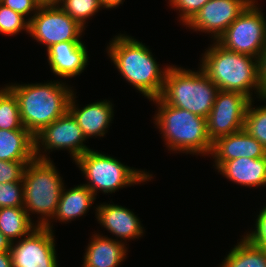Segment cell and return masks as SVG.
<instances>
[{
  "label": "cell",
  "instance_id": "obj_17",
  "mask_svg": "<svg viewBox=\"0 0 266 267\" xmlns=\"http://www.w3.org/2000/svg\"><path fill=\"white\" fill-rule=\"evenodd\" d=\"M266 156V148L242 129L213 141L210 154L215 171L225 162L238 158H261Z\"/></svg>",
  "mask_w": 266,
  "mask_h": 267
},
{
  "label": "cell",
  "instance_id": "obj_35",
  "mask_svg": "<svg viewBox=\"0 0 266 267\" xmlns=\"http://www.w3.org/2000/svg\"><path fill=\"white\" fill-rule=\"evenodd\" d=\"M103 9L110 10L123 4L125 0H100Z\"/></svg>",
  "mask_w": 266,
  "mask_h": 267
},
{
  "label": "cell",
  "instance_id": "obj_7",
  "mask_svg": "<svg viewBox=\"0 0 266 267\" xmlns=\"http://www.w3.org/2000/svg\"><path fill=\"white\" fill-rule=\"evenodd\" d=\"M75 165L86 179L83 185L96 197L100 192L110 195L119 189L149 183L154 178L150 171L125 165L116 157L93 148L82 154Z\"/></svg>",
  "mask_w": 266,
  "mask_h": 267
},
{
  "label": "cell",
  "instance_id": "obj_22",
  "mask_svg": "<svg viewBox=\"0 0 266 267\" xmlns=\"http://www.w3.org/2000/svg\"><path fill=\"white\" fill-rule=\"evenodd\" d=\"M218 267H266L264 247L250 243L243 235Z\"/></svg>",
  "mask_w": 266,
  "mask_h": 267
},
{
  "label": "cell",
  "instance_id": "obj_24",
  "mask_svg": "<svg viewBox=\"0 0 266 267\" xmlns=\"http://www.w3.org/2000/svg\"><path fill=\"white\" fill-rule=\"evenodd\" d=\"M22 127L17 98L4 84L0 87V129L18 130Z\"/></svg>",
  "mask_w": 266,
  "mask_h": 267
},
{
  "label": "cell",
  "instance_id": "obj_31",
  "mask_svg": "<svg viewBox=\"0 0 266 267\" xmlns=\"http://www.w3.org/2000/svg\"><path fill=\"white\" fill-rule=\"evenodd\" d=\"M29 162L0 160V183L23 182L24 170Z\"/></svg>",
  "mask_w": 266,
  "mask_h": 267
},
{
  "label": "cell",
  "instance_id": "obj_37",
  "mask_svg": "<svg viewBox=\"0 0 266 267\" xmlns=\"http://www.w3.org/2000/svg\"><path fill=\"white\" fill-rule=\"evenodd\" d=\"M40 5H57L59 0H37Z\"/></svg>",
  "mask_w": 266,
  "mask_h": 267
},
{
  "label": "cell",
  "instance_id": "obj_11",
  "mask_svg": "<svg viewBox=\"0 0 266 267\" xmlns=\"http://www.w3.org/2000/svg\"><path fill=\"white\" fill-rule=\"evenodd\" d=\"M251 99L235 91L219 90L207 117V133L211 141L244 129Z\"/></svg>",
  "mask_w": 266,
  "mask_h": 267
},
{
  "label": "cell",
  "instance_id": "obj_19",
  "mask_svg": "<svg viewBox=\"0 0 266 267\" xmlns=\"http://www.w3.org/2000/svg\"><path fill=\"white\" fill-rule=\"evenodd\" d=\"M216 171L236 185L253 189L266 187V156L225 161Z\"/></svg>",
  "mask_w": 266,
  "mask_h": 267
},
{
  "label": "cell",
  "instance_id": "obj_6",
  "mask_svg": "<svg viewBox=\"0 0 266 267\" xmlns=\"http://www.w3.org/2000/svg\"><path fill=\"white\" fill-rule=\"evenodd\" d=\"M218 91V87L200 67L196 71L194 68L191 70L171 64L160 98L168 105L207 119Z\"/></svg>",
  "mask_w": 266,
  "mask_h": 267
},
{
  "label": "cell",
  "instance_id": "obj_21",
  "mask_svg": "<svg viewBox=\"0 0 266 267\" xmlns=\"http://www.w3.org/2000/svg\"><path fill=\"white\" fill-rule=\"evenodd\" d=\"M35 158L34 136L24 127L18 130L0 129L1 161H32Z\"/></svg>",
  "mask_w": 266,
  "mask_h": 267
},
{
  "label": "cell",
  "instance_id": "obj_15",
  "mask_svg": "<svg viewBox=\"0 0 266 267\" xmlns=\"http://www.w3.org/2000/svg\"><path fill=\"white\" fill-rule=\"evenodd\" d=\"M75 91L68 104V111L76 119L86 139L104 138L114 120V104L104 99L79 107Z\"/></svg>",
  "mask_w": 266,
  "mask_h": 267
},
{
  "label": "cell",
  "instance_id": "obj_3",
  "mask_svg": "<svg viewBox=\"0 0 266 267\" xmlns=\"http://www.w3.org/2000/svg\"><path fill=\"white\" fill-rule=\"evenodd\" d=\"M157 110L154 125L172 153L210 156L213 142L207 133V119L188 110L166 104L160 97L151 100Z\"/></svg>",
  "mask_w": 266,
  "mask_h": 267
},
{
  "label": "cell",
  "instance_id": "obj_36",
  "mask_svg": "<svg viewBox=\"0 0 266 267\" xmlns=\"http://www.w3.org/2000/svg\"><path fill=\"white\" fill-rule=\"evenodd\" d=\"M11 241L0 231V252L10 251Z\"/></svg>",
  "mask_w": 266,
  "mask_h": 267
},
{
  "label": "cell",
  "instance_id": "obj_2",
  "mask_svg": "<svg viewBox=\"0 0 266 267\" xmlns=\"http://www.w3.org/2000/svg\"><path fill=\"white\" fill-rule=\"evenodd\" d=\"M68 84L61 79H53L44 83L9 82L5 85L17 98L23 127L35 137L68 111L70 97L75 90Z\"/></svg>",
  "mask_w": 266,
  "mask_h": 267
},
{
  "label": "cell",
  "instance_id": "obj_20",
  "mask_svg": "<svg viewBox=\"0 0 266 267\" xmlns=\"http://www.w3.org/2000/svg\"><path fill=\"white\" fill-rule=\"evenodd\" d=\"M96 199L97 197L83 184L74 185L70 189H66L64 185L55 215L45 228L54 231L53 221L68 224L76 218L79 220L81 216H86Z\"/></svg>",
  "mask_w": 266,
  "mask_h": 267
},
{
  "label": "cell",
  "instance_id": "obj_28",
  "mask_svg": "<svg viewBox=\"0 0 266 267\" xmlns=\"http://www.w3.org/2000/svg\"><path fill=\"white\" fill-rule=\"evenodd\" d=\"M24 207L23 182L0 183V208Z\"/></svg>",
  "mask_w": 266,
  "mask_h": 267
},
{
  "label": "cell",
  "instance_id": "obj_8",
  "mask_svg": "<svg viewBox=\"0 0 266 267\" xmlns=\"http://www.w3.org/2000/svg\"><path fill=\"white\" fill-rule=\"evenodd\" d=\"M257 0L228 26L217 42L227 50L258 58L266 46V16Z\"/></svg>",
  "mask_w": 266,
  "mask_h": 267
},
{
  "label": "cell",
  "instance_id": "obj_23",
  "mask_svg": "<svg viewBox=\"0 0 266 267\" xmlns=\"http://www.w3.org/2000/svg\"><path fill=\"white\" fill-rule=\"evenodd\" d=\"M36 227L24 207L0 208V231L11 242L28 236Z\"/></svg>",
  "mask_w": 266,
  "mask_h": 267
},
{
  "label": "cell",
  "instance_id": "obj_5",
  "mask_svg": "<svg viewBox=\"0 0 266 267\" xmlns=\"http://www.w3.org/2000/svg\"><path fill=\"white\" fill-rule=\"evenodd\" d=\"M22 181L24 208L37 227H45L55 215L65 184L63 177L53 160L34 158L26 165ZM33 214H37V221L32 220Z\"/></svg>",
  "mask_w": 266,
  "mask_h": 267
},
{
  "label": "cell",
  "instance_id": "obj_25",
  "mask_svg": "<svg viewBox=\"0 0 266 267\" xmlns=\"http://www.w3.org/2000/svg\"><path fill=\"white\" fill-rule=\"evenodd\" d=\"M257 101L265 104L255 107V99L251 100L244 120V130L266 148V98L259 97Z\"/></svg>",
  "mask_w": 266,
  "mask_h": 267
},
{
  "label": "cell",
  "instance_id": "obj_27",
  "mask_svg": "<svg viewBox=\"0 0 266 267\" xmlns=\"http://www.w3.org/2000/svg\"><path fill=\"white\" fill-rule=\"evenodd\" d=\"M22 31L29 34V21L0 3V34L14 37Z\"/></svg>",
  "mask_w": 266,
  "mask_h": 267
},
{
  "label": "cell",
  "instance_id": "obj_33",
  "mask_svg": "<svg viewBox=\"0 0 266 267\" xmlns=\"http://www.w3.org/2000/svg\"><path fill=\"white\" fill-rule=\"evenodd\" d=\"M258 79L260 85V97L266 98V46L258 57Z\"/></svg>",
  "mask_w": 266,
  "mask_h": 267
},
{
  "label": "cell",
  "instance_id": "obj_34",
  "mask_svg": "<svg viewBox=\"0 0 266 267\" xmlns=\"http://www.w3.org/2000/svg\"><path fill=\"white\" fill-rule=\"evenodd\" d=\"M0 267H13L10 251L0 252Z\"/></svg>",
  "mask_w": 266,
  "mask_h": 267
},
{
  "label": "cell",
  "instance_id": "obj_9",
  "mask_svg": "<svg viewBox=\"0 0 266 267\" xmlns=\"http://www.w3.org/2000/svg\"><path fill=\"white\" fill-rule=\"evenodd\" d=\"M34 139L35 158L38 159L51 160L50 152L66 150L75 162L82 154L91 150L84 144L87 139L69 111L47 125Z\"/></svg>",
  "mask_w": 266,
  "mask_h": 267
},
{
  "label": "cell",
  "instance_id": "obj_4",
  "mask_svg": "<svg viewBox=\"0 0 266 267\" xmlns=\"http://www.w3.org/2000/svg\"><path fill=\"white\" fill-rule=\"evenodd\" d=\"M201 56L198 66L219 90L239 92L251 100L260 97L258 58L227 50L217 41H211Z\"/></svg>",
  "mask_w": 266,
  "mask_h": 267
},
{
  "label": "cell",
  "instance_id": "obj_1",
  "mask_svg": "<svg viewBox=\"0 0 266 267\" xmlns=\"http://www.w3.org/2000/svg\"><path fill=\"white\" fill-rule=\"evenodd\" d=\"M109 41L105 52L122 79L148 100L160 97L170 64L160 67L149 46L129 34Z\"/></svg>",
  "mask_w": 266,
  "mask_h": 267
},
{
  "label": "cell",
  "instance_id": "obj_18",
  "mask_svg": "<svg viewBox=\"0 0 266 267\" xmlns=\"http://www.w3.org/2000/svg\"><path fill=\"white\" fill-rule=\"evenodd\" d=\"M128 247L103 233H92L83 255L82 267H118L127 259Z\"/></svg>",
  "mask_w": 266,
  "mask_h": 267
},
{
  "label": "cell",
  "instance_id": "obj_29",
  "mask_svg": "<svg viewBox=\"0 0 266 267\" xmlns=\"http://www.w3.org/2000/svg\"><path fill=\"white\" fill-rule=\"evenodd\" d=\"M209 0H168L169 7L178 12V21L184 26L198 13Z\"/></svg>",
  "mask_w": 266,
  "mask_h": 267
},
{
  "label": "cell",
  "instance_id": "obj_10",
  "mask_svg": "<svg viewBox=\"0 0 266 267\" xmlns=\"http://www.w3.org/2000/svg\"><path fill=\"white\" fill-rule=\"evenodd\" d=\"M85 28L58 5H41L29 21V34L46 50L64 41H82Z\"/></svg>",
  "mask_w": 266,
  "mask_h": 267
},
{
  "label": "cell",
  "instance_id": "obj_32",
  "mask_svg": "<svg viewBox=\"0 0 266 267\" xmlns=\"http://www.w3.org/2000/svg\"><path fill=\"white\" fill-rule=\"evenodd\" d=\"M0 3L21 14L28 21L31 20L41 6L37 0H0Z\"/></svg>",
  "mask_w": 266,
  "mask_h": 267
},
{
  "label": "cell",
  "instance_id": "obj_13",
  "mask_svg": "<svg viewBox=\"0 0 266 267\" xmlns=\"http://www.w3.org/2000/svg\"><path fill=\"white\" fill-rule=\"evenodd\" d=\"M253 0H209L185 25L196 33L209 35L212 41L226 31L228 26L247 8Z\"/></svg>",
  "mask_w": 266,
  "mask_h": 267
},
{
  "label": "cell",
  "instance_id": "obj_14",
  "mask_svg": "<svg viewBox=\"0 0 266 267\" xmlns=\"http://www.w3.org/2000/svg\"><path fill=\"white\" fill-rule=\"evenodd\" d=\"M110 202L93 206L98 224L111 233L110 235L115 236V240L126 245L129 240L142 238L145 229L138 215H135L132 209L114 204L112 200Z\"/></svg>",
  "mask_w": 266,
  "mask_h": 267
},
{
  "label": "cell",
  "instance_id": "obj_16",
  "mask_svg": "<svg viewBox=\"0 0 266 267\" xmlns=\"http://www.w3.org/2000/svg\"><path fill=\"white\" fill-rule=\"evenodd\" d=\"M84 41H64L46 50L49 68L58 78L71 79L80 76L89 65L88 48Z\"/></svg>",
  "mask_w": 266,
  "mask_h": 267
},
{
  "label": "cell",
  "instance_id": "obj_30",
  "mask_svg": "<svg viewBox=\"0 0 266 267\" xmlns=\"http://www.w3.org/2000/svg\"><path fill=\"white\" fill-rule=\"evenodd\" d=\"M252 229L244 232V237L256 246H266V204L257 212ZM246 233V234H245Z\"/></svg>",
  "mask_w": 266,
  "mask_h": 267
},
{
  "label": "cell",
  "instance_id": "obj_26",
  "mask_svg": "<svg viewBox=\"0 0 266 267\" xmlns=\"http://www.w3.org/2000/svg\"><path fill=\"white\" fill-rule=\"evenodd\" d=\"M57 5L85 29L87 20L103 9L100 0H59Z\"/></svg>",
  "mask_w": 266,
  "mask_h": 267
},
{
  "label": "cell",
  "instance_id": "obj_12",
  "mask_svg": "<svg viewBox=\"0 0 266 267\" xmlns=\"http://www.w3.org/2000/svg\"><path fill=\"white\" fill-rule=\"evenodd\" d=\"M54 232L36 227L28 236L11 242L13 267H59Z\"/></svg>",
  "mask_w": 266,
  "mask_h": 267
}]
</instances>
